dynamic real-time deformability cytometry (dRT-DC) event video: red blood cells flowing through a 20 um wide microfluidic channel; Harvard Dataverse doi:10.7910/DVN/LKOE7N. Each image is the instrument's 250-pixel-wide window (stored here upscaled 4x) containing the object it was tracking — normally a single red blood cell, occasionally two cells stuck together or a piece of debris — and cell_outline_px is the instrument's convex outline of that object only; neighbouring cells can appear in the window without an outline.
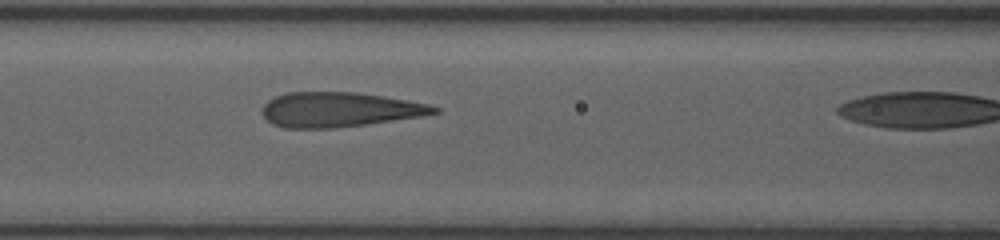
{"species": "human", "species_latin": "Homo sapiens", "temperature_condition": "room temperature", "stored_images_in_passage": 5, "segment_of_instrument_passage": [1, 2], "camera_frame_rate_fps": 3000, "um_per_image_px": 0.085, "donor": {"sex": "female"}, "frame": {"image": 1, "passage_image": 4, "time_ms": 1.0, "image_size_px": [1000, 240], "cell_outline_px": [[440, 112], [420, 116], [364, 124], [332, 128], [284, 128], [272, 124], [264, 116], [264, 104], [268, 100], [276, 96], [288, 92], [356, 92], [384, 96], [408, 100], [428, 104], [440, 108]], "centroid_in_image_um": [28.84, 9.31], "position_along_channel_um": 137.8, "area_um2": 34.51}}